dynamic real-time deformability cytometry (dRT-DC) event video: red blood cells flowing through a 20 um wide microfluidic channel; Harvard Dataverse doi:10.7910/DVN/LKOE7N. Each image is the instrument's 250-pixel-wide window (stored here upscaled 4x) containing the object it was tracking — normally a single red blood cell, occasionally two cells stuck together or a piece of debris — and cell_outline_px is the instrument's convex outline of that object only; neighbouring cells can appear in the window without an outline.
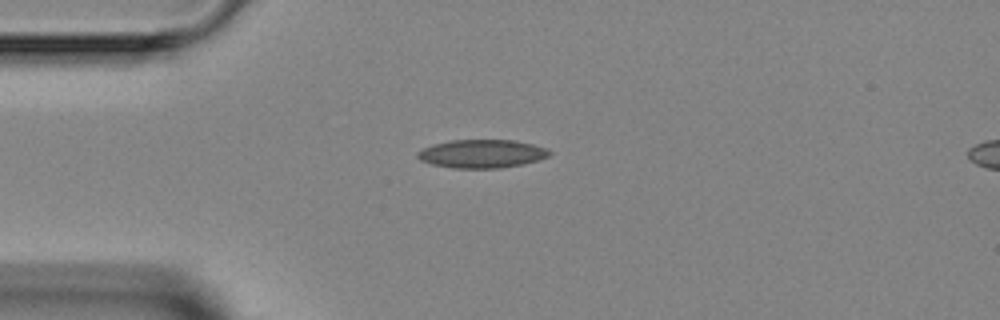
{"species": "Egyptian fruit bat (a non-hibernating species)", "species_latin": "Rousettus aegyptiacus", "temperature_condition": "room temperature", "stored_images_in_passage": 3, "segment_of_instrument_passage": [1, 2], "camera_frame_rate_fps": 3000, "um_per_image_px": 0.085, "animal": {"sex": "female"}, "frame": {"image": 1, "passage_image": 2, "time_ms": 2.333, "image_size_px": [1000, 320], "cell_outline_px": [[552, 152], [548, 156], [524, 164], [500, 168], [452, 168], [432, 164], [420, 160], [416, 156], [416, 152], [432, 144], [452, 140], [512, 140], [532, 144], [548, 148]], "centroid_in_image_um": [40.94, 13.07], "position_along_channel_um": 44.1, "area_um2": 21.79}}